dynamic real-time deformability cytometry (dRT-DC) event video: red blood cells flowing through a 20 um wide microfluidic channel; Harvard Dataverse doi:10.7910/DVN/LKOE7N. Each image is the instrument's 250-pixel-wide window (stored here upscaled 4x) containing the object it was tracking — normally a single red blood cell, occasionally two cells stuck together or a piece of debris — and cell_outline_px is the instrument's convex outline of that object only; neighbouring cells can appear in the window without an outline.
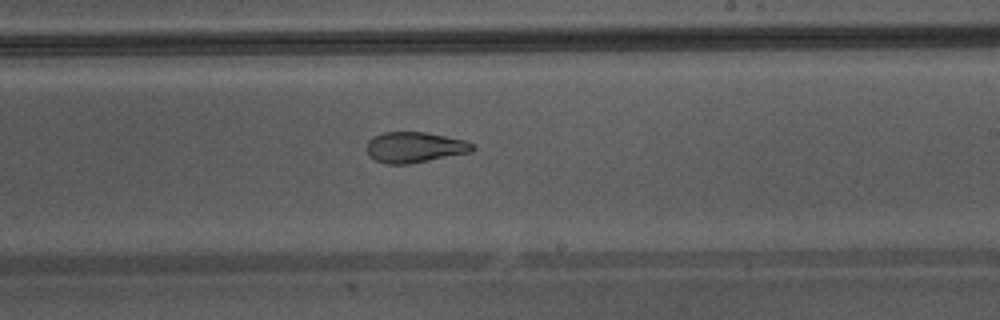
{"species": "Egyptian fruit bat (a non-hibernating species)", "species_latin": "Rousettus aegyptiacus", "temperature_condition": "warm", "stored_images_in_passage": 33, "camera_frame_rate_fps": 3000, "um_per_image_px": 0.085, "animal": {"sex": "male"}, "frame": {"image": 1, "passage_image": 15, "time_ms": 4.667, "image_size_px": [1000, 320], "cell_outline_px": [[476, 148], [472, 152], [408, 164], [384, 164], [376, 160], [368, 152], [368, 140], [372, 136], [384, 132], [424, 132], [464, 140], [476, 144]], "centroid_in_image_um": [35.28, 12.52], "position_along_channel_um": 253.7, "area_um2": 18.84}, "authors_computed_cell_mechanics": {"area_um2": 20.5768, "velocity_mm_per_s": 4.368, "shape_relaxation_time_tau1_ms": null, "shape_relaxation_time_tau2_ms": 1.5078, "deformation_change_tau1": null, "deformation_change_tau2": 0.0733}}